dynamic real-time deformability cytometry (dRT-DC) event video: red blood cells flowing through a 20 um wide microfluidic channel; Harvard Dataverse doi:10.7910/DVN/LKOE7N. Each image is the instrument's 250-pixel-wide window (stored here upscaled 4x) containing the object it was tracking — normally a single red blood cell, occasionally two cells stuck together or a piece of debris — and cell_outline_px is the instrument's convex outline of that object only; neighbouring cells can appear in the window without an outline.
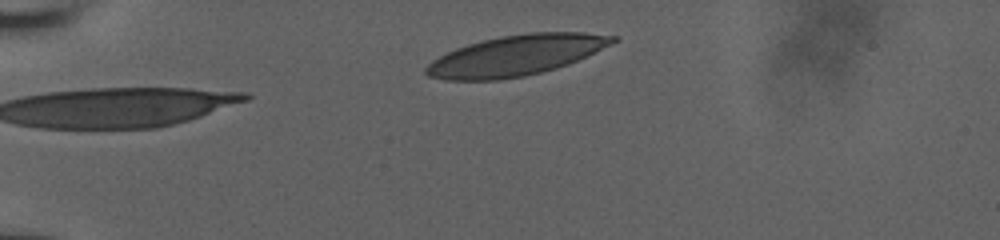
{"species": "human", "species_latin": "Homo sapiens", "temperature_condition": "room temperature", "stored_images_in_passage": 2, "camera_frame_rate_fps": 3000, "um_per_image_px": 0.085, "donor": {"sex": "male"}, "frame": {"image": 1, "passage_image": 2, "time_ms": 1.0, "image_size_px": [1000, 240], "cell_outline_px": [[620, 40], [568, 64], [556, 68], [524, 76], [500, 80], [444, 80], [428, 76], [424, 72], [424, 68], [432, 60], [456, 48], [480, 40], [500, 36], [528, 32], [584, 32], [620, 36]], "centroid_in_image_um": [43.86, 4.7], "position_along_channel_um": 41.1, "area_um2": 44.1}}